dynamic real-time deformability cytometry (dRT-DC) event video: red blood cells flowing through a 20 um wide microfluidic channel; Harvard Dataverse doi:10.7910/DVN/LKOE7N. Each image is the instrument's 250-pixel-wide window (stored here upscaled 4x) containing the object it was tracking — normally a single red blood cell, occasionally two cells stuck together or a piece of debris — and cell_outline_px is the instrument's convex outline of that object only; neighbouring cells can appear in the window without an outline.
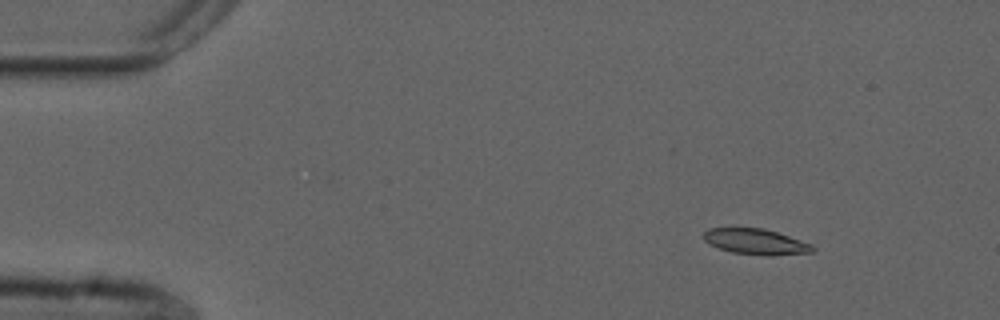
{"species": "common noctule bat (a hibernating species)", "species_latin": "Nyctalus noctula", "temperature_condition": "cold", "stored_images_in_passage": 5, "camera_frame_rate_fps": 3000, "um_per_image_px": 0.085, "animal": {"sex": "male", "forearm_length_mm": 52.5}, "frame": {"image": 1, "passage_image": 1, "time_ms": 0.0, "image_size_px": [1000, 320], "cell_outline_px": [[816, 248], [812, 252], [768, 256], [732, 252], [720, 248], [704, 240], [704, 232], [708, 228], [732, 224], [764, 228], [812, 244]], "centroid_in_image_um": [64.18, 20.48], "position_along_channel_um": 20.8, "area_um2": 16.88}}
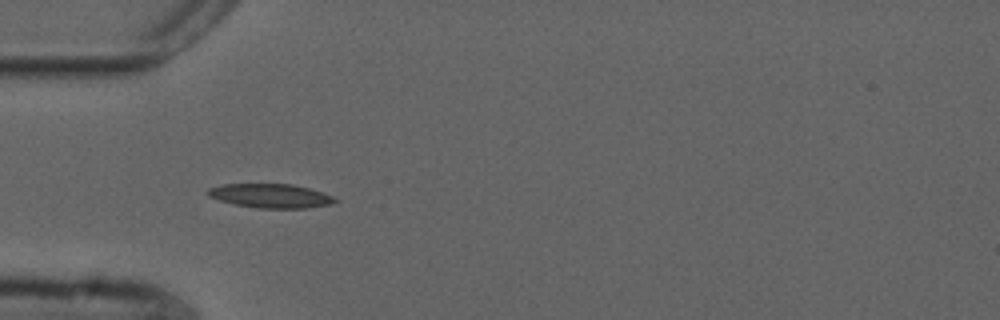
{"frame": {"image": 2, "passage_image": 4, "time_ms": 1.0, "image_size_px": [1000, 320], "cell_outline_px": [[340, 200], [332, 204], [308, 208], [260, 208], [236, 204], [220, 200], [208, 196], [208, 188], [220, 184], [292, 184], [308, 188], [332, 196]], "centroid_in_image_um": [23.02, 16.64], "position_along_channel_um": 62.0, "area_um2": 17.69}}
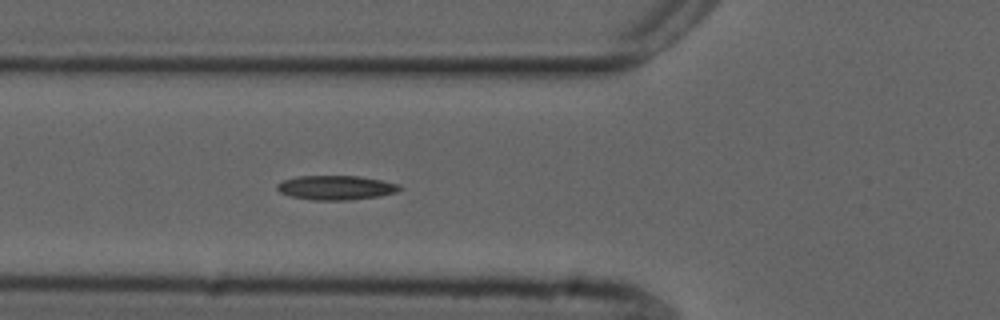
{"frame": {"image": 3, "passage_image": 5, "time_ms": 1.333, "image_size_px": [1000, 320], "cell_outline_px": [[404, 188], [396, 192], [380, 196], [348, 200], [312, 200], [292, 196], [280, 192], [276, 188], [276, 184], [284, 180], [296, 176], [360, 176], [400, 184]], "centroid_in_image_um": [28.58, 15.95], "position_along_channel_um": 97.2, "area_um2": 17.4}}